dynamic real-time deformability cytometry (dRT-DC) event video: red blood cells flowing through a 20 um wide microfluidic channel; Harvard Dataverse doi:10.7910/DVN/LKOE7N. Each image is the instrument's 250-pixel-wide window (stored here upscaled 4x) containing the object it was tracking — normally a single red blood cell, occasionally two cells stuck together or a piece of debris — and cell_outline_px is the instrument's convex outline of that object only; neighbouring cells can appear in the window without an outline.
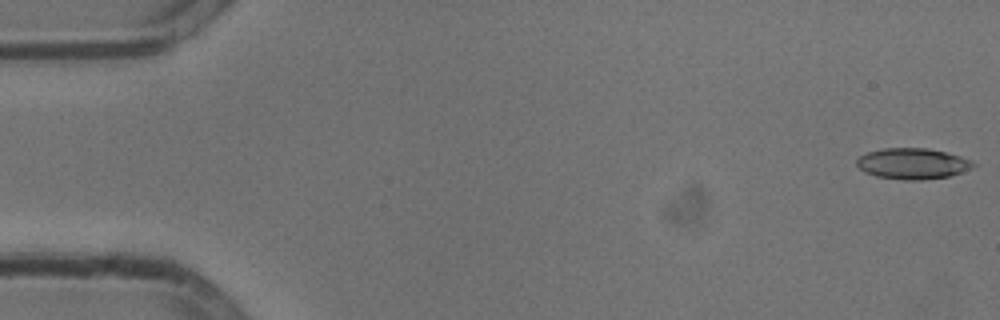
{"species": "common noctule bat (a hibernating species)", "species_latin": "Nyctalus noctula", "temperature_condition": "cold", "stored_images_in_passage": 11, "camera_frame_rate_fps": 3000, "um_per_image_px": 0.085, "animal": {"sex": "male", "body_mass_g": 13.3}, "frame": {"image": 1, "passage_image": 1, "time_ms": 0.0, "image_size_px": [1000, 320], "cell_outline_px": [[976, 164], [972, 168], [948, 176], [924, 180], [904, 180], [876, 176], [864, 172], [856, 164], [856, 160], [860, 156], [868, 152], [884, 148], [928, 148], [960, 156], [972, 160]], "centroid_in_image_um": [77.56, 13.91], "position_along_channel_um": 7.4, "area_um2": 20.92}}